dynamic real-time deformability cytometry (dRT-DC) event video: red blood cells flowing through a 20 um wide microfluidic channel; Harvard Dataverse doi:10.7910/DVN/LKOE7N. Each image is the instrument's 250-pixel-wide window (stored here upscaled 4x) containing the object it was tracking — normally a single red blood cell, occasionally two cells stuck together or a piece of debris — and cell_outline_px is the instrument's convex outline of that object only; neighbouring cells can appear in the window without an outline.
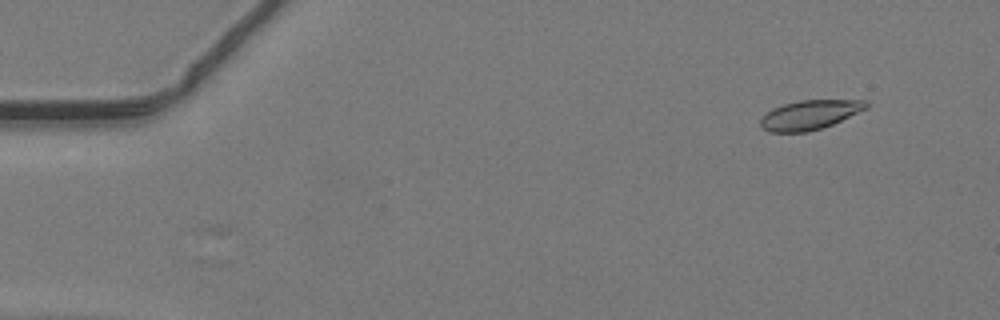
{"species": "common noctule bat (a hibernating species)", "species_latin": "Nyctalus noctula", "temperature_condition": "warm", "stored_images_in_passage": 38, "camera_frame_rate_fps": 3000, "um_per_image_px": 0.085, "animal": {"sex": "male", "body_mass_g": 19.2, "forearm_length_mm": 51.8}, "frame": {"image": 1, "passage_image": 1, "time_ms": 0.0, "image_size_px": [1000, 320], "cell_outline_px": [[868, 108], [832, 124], [808, 132], [768, 132], [760, 124], [760, 120], [772, 108], [784, 104], [800, 100], [868, 100]], "centroid_in_image_um": [68.84, 9.75], "position_along_channel_um": 16.2, "area_um2": 17.92}}
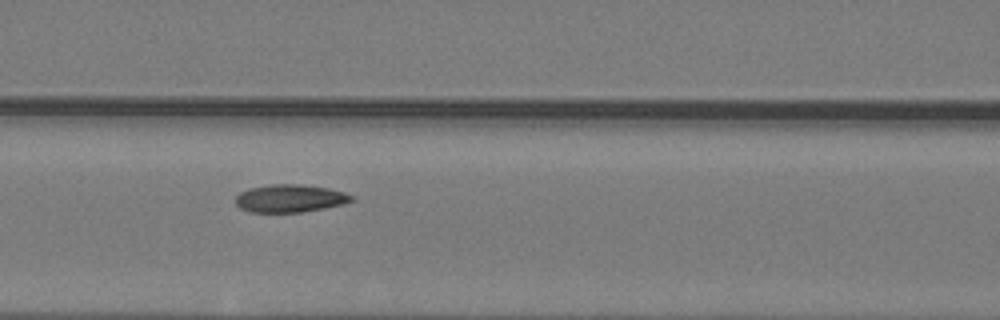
{"frame": {"image": 2, "passage_image": 18, "time_ms": 5.667, "image_size_px": [1000, 320], "cell_outline_px": [[352, 200], [344, 204], [324, 208], [300, 212], [248, 212], [240, 208], [236, 204], [236, 196], [240, 192], [248, 188], [272, 184], [296, 184], [328, 188], [344, 192], [352, 196]], "centroid_in_image_um": [24.61, 16.86], "position_along_channel_um": 142.0, "area_um2": 18.67}}
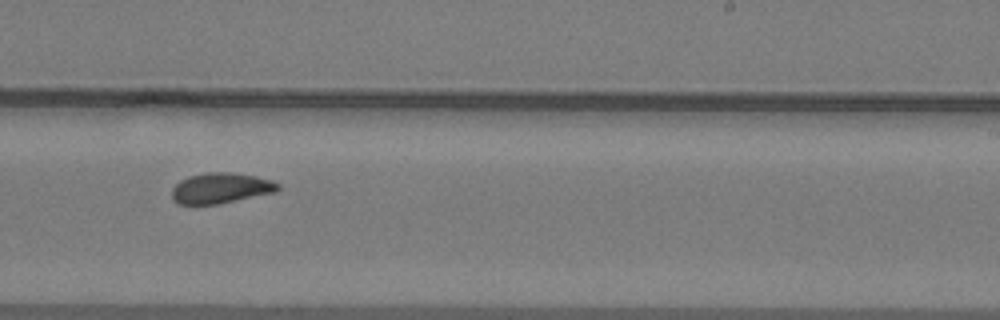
{"frame": {"image": 3, "passage_image": 27, "time_ms": 8.667, "image_size_px": [1000, 320], "cell_outline_px": [[280, 188], [276, 192], [220, 204], [176, 204], [172, 200], [172, 188], [180, 180], [188, 176], [208, 172], [228, 172], [256, 176], [272, 180], [280, 184]], "centroid_in_image_um": [18.77, 15.99], "position_along_channel_um": 270.2, "area_um2": 19.07}}